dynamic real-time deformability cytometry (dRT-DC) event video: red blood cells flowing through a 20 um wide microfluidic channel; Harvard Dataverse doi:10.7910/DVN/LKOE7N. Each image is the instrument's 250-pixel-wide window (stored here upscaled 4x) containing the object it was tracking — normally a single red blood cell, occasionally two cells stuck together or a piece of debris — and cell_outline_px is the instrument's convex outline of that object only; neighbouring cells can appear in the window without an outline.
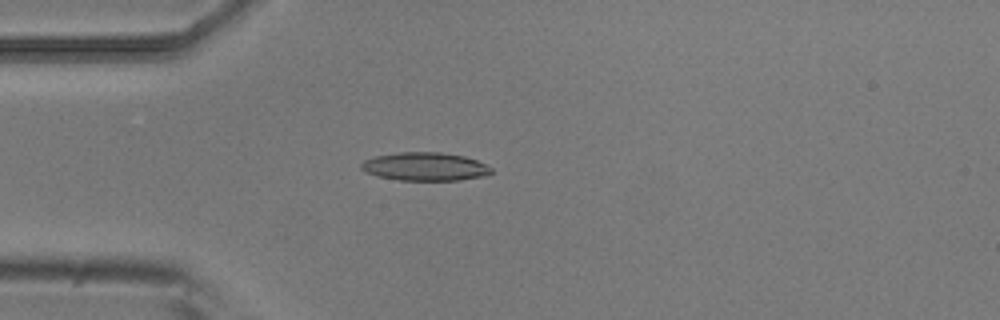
{"species": "common noctule bat (a hibernating species)", "species_latin": "Nyctalus noctula", "temperature_condition": "room temperature", "stored_images_in_passage": 2, "camera_frame_rate_fps": 3000, "um_per_image_px": 0.085, "animal": {"sex": "male", "body_mass_g": 20.5, "forearm_length_mm": 52.5}, "frame": {"image": 1, "passage_image": 2, "time_ms": 0.333, "image_size_px": [1000, 320], "cell_outline_px": [[492, 172], [488, 176], [460, 180], [400, 180], [376, 176], [360, 168], [360, 164], [364, 160], [376, 156], [400, 152], [440, 152], [464, 156], [476, 160], [492, 168]], "centroid_in_image_um": [36.15, 14.16], "position_along_channel_um": 48.9, "area_um2": 21.44}}